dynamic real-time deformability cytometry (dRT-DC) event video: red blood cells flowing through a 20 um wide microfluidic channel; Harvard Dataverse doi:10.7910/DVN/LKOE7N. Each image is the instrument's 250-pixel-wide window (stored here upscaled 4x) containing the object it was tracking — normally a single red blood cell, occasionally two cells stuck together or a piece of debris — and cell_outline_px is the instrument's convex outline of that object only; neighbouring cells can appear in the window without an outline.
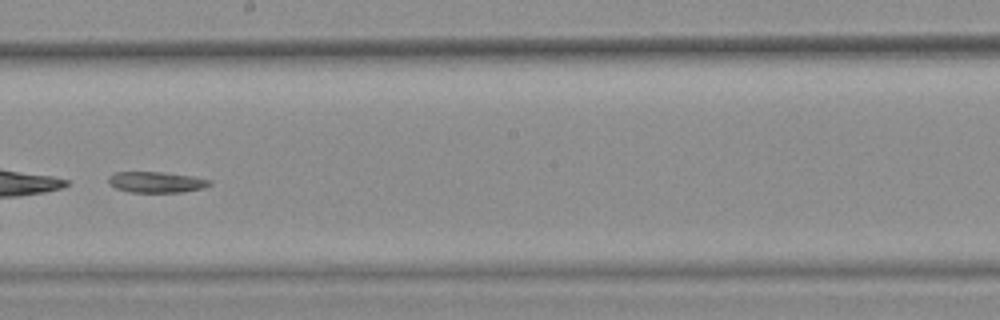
{"species": "common noctule bat (a hibernating species)", "species_latin": "Nyctalus noctula", "temperature_condition": "warm", "stored_images_in_passage": 6, "camera_frame_rate_fps": 3000, "um_per_image_px": 0.085, "animal": {"sex": "female", "body_mass_g": 25.1}, "frame": {"image": 1, "passage_image": 6, "time_ms": 1.667, "image_size_px": [1000, 320], "cell_outline_px": [[212, 184], [204, 188], [184, 192], [128, 192], [116, 188], [108, 184], [108, 176], [116, 172], [164, 172], [192, 176], [212, 180]], "centroid_in_image_um": [13.3, 15.48], "position_along_channel_um": 234.9, "area_um2": 12.48}}